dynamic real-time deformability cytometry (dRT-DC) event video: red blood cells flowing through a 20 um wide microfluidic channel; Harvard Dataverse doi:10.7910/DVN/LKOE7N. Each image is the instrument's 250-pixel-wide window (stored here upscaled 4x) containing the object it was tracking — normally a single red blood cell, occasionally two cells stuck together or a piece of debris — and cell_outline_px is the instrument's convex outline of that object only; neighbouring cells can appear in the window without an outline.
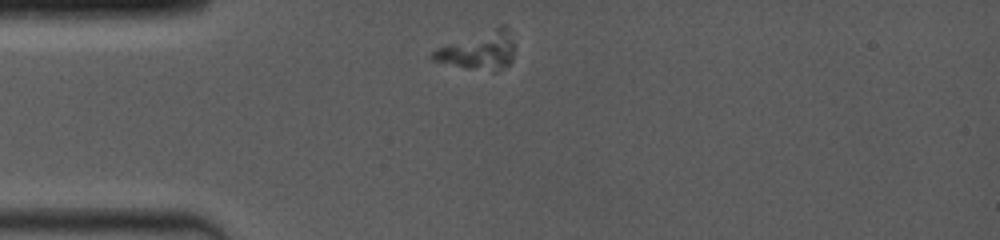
{"species": "common noctule bat (a hibernating species)", "species_latin": "Nyctalus noctula", "temperature_condition": "room temperature", "stored_images_in_passage": 5, "camera_frame_rate_fps": 4000, "um_per_image_px": 0.085, "animal": {"sex": "female", "body_mass_g": 19.0, "forearm_length_mm": 53.3}, "frame": {"image": 1, "passage_image": 1, "time_ms": 0.0, "image_size_px": [1000, 240], "cell_outline_px": [[516, 44], [512, 60], [508, 64], [496, 72], [492, 72], [464, 68], [432, 60], [428, 56], [436, 48], [500, 24], [504, 24], [508, 28]], "centroid_in_image_um": [40.73, 4.28], "position_along_channel_um": 44.3, "area_um2": 18.73}}
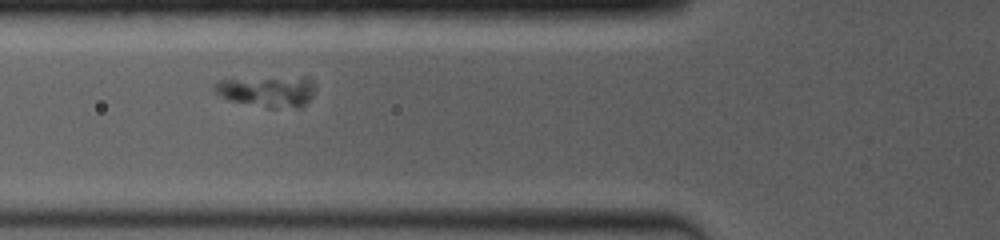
{"frame": {"image": 2, "passage_image": 3, "time_ms": 2.0, "image_size_px": [1000, 240], "cell_outline_px": [[316, 88], [312, 96], [300, 108], [268, 108], [228, 100], [216, 92], [212, 88], [212, 84], [220, 80], [300, 76], [308, 76], [316, 84]], "centroid_in_image_um": [22.79, 7.75], "position_along_channel_um": 103.0, "area_um2": 18.61}}